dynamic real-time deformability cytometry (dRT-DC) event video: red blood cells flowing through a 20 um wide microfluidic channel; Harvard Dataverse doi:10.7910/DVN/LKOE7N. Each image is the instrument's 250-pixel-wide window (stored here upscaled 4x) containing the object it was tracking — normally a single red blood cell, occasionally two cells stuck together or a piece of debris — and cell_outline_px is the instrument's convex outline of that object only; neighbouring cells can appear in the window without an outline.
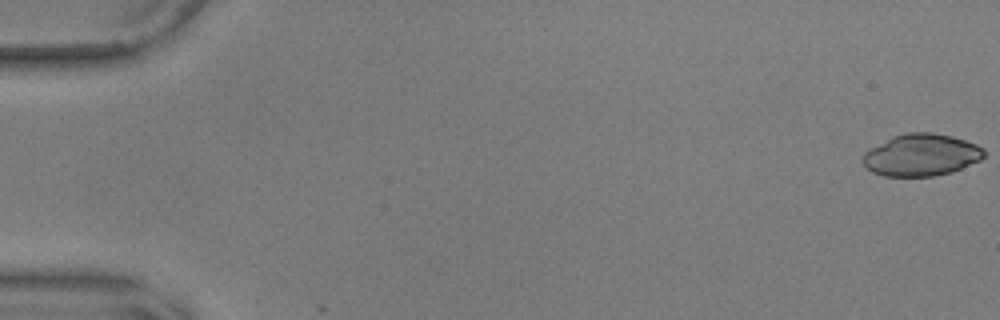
{"species": "common noctule bat (a hibernating species)", "species_latin": "Nyctalus noctula", "temperature_condition": "warm", "stored_images_in_passage": 2, "camera_frame_rate_fps": 3000, "um_per_image_px": 0.085, "animal": {"sex": "male", "body_mass_g": 17.9, "forearm_length_mm": 54.2}, "frame": {"image": 1, "passage_image": 1, "time_ms": 0.0, "image_size_px": [1000, 320], "cell_outline_px": [[984, 156], [980, 160], [952, 172], [932, 176], [884, 176], [872, 172], [864, 164], [864, 152], [892, 136], [908, 132], [932, 132], [952, 136], [976, 144], [984, 148]], "centroid_in_image_um": [78.32, 13.17], "position_along_channel_um": 6.7, "area_um2": 29.54}}